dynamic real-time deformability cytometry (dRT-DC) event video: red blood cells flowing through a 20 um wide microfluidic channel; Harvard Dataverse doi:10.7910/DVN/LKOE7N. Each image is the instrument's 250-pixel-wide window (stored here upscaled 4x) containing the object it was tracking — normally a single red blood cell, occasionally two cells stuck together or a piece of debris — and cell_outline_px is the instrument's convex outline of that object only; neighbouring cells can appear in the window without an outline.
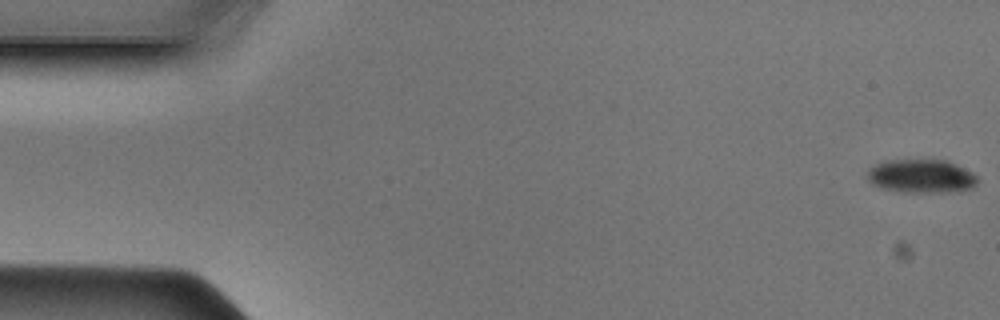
{"species": "Egyptian fruit bat (a non-hibernating species)", "species_latin": "Rousettus aegyptiacus", "temperature_condition": "cold", "stored_images_in_passage": 8, "camera_frame_rate_fps": 3000, "um_per_image_px": 0.085, "animal": {"sex": "male"}, "frame": {"image": 1, "passage_image": 1, "time_ms": 0.0, "image_size_px": [1000, 320], "cell_outline_px": [[980, 180], [972, 188], [960, 192], [904, 192], [880, 188], [872, 184], [868, 180], [868, 168], [876, 164], [888, 160], [948, 160], [972, 172]], "centroid_in_image_um": [78.34, 14.98], "position_along_channel_um": 6.7, "area_um2": 21.79}}